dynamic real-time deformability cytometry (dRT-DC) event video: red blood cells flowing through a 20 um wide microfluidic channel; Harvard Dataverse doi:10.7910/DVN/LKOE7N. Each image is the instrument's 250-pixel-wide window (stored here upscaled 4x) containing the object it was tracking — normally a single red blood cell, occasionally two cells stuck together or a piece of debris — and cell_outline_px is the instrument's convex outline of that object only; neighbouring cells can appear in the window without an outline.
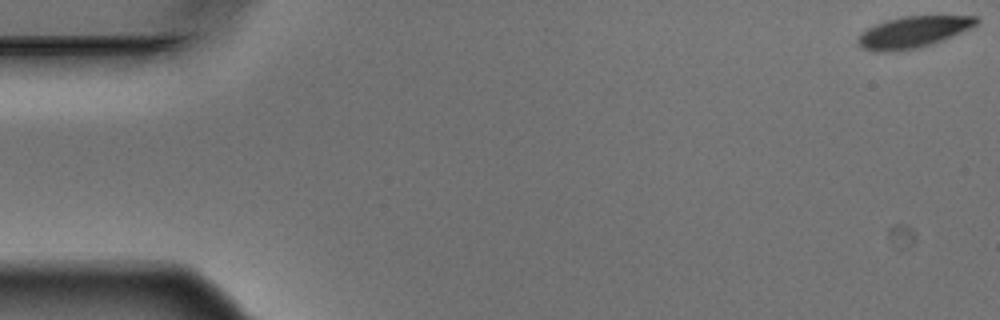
{"species": "Egyptian fruit bat (a non-hibernating species)", "species_latin": "Rousettus aegyptiacus", "temperature_condition": "warm", "stored_images_in_passage": 8, "camera_frame_rate_fps": 3000, "um_per_image_px": 0.085, "animal": {"sex": "male"}, "frame": {"image": 1, "passage_image": 1, "time_ms": 0.0, "image_size_px": [1000, 320], "cell_outline_px": [[980, 20], [976, 24], [960, 32], [940, 40], [916, 48], [896, 52], [872, 52], [856, 44], [856, 40], [860, 32], [876, 24], [888, 20], [904, 16], [976, 16]], "centroid_in_image_um": [77.52, 2.73], "position_along_channel_um": 7.5, "area_um2": 21.39}}
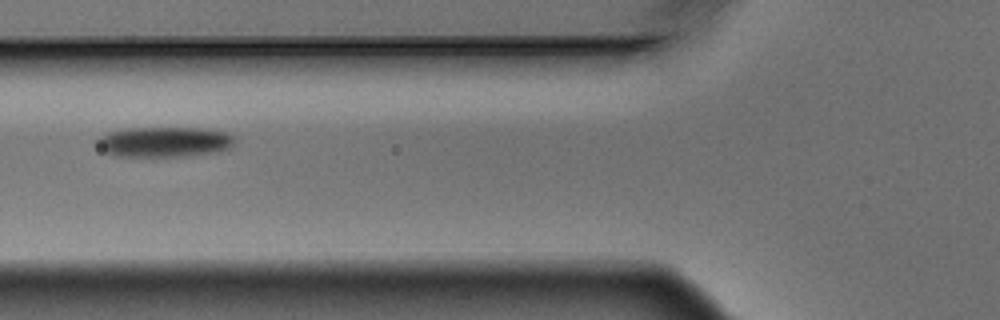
{"frame": {"image": 2, "passage_image": 6, "time_ms": 1.667, "image_size_px": [1000, 320], "cell_outline_px": [[232, 144], [228, 148], [188, 156], [112, 156], [104, 152], [100, 144], [100, 136], [108, 132], [124, 128], [204, 128], [224, 132], [232, 136]], "centroid_in_image_um": [13.91, 12.05], "position_along_channel_um": 111.9, "area_um2": 23.7}}
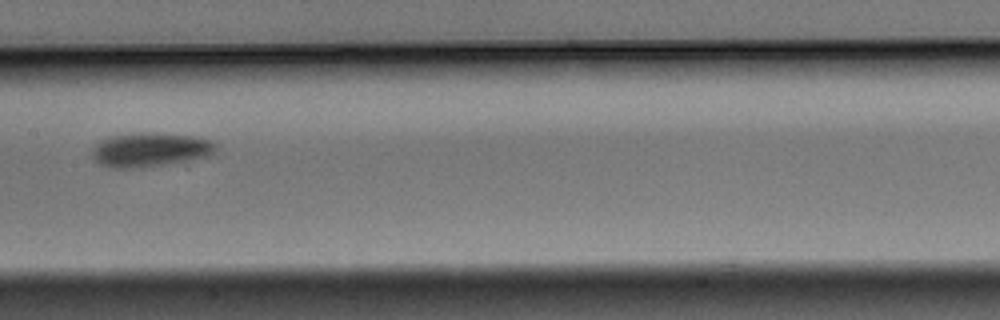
{"frame": {"image": 3, "passage_image": 8, "time_ms": 2.333, "image_size_px": [1000, 320], "cell_outline_px": [[216, 148], [208, 156], [168, 164], [144, 168], [112, 168], [100, 164], [92, 156], [92, 148], [100, 140], [108, 136], [136, 132], [156, 132], [196, 136], [212, 140], [216, 144]], "centroid_in_image_um": [12.74, 12.71], "position_along_channel_um": 194.7, "area_um2": 25.03}}